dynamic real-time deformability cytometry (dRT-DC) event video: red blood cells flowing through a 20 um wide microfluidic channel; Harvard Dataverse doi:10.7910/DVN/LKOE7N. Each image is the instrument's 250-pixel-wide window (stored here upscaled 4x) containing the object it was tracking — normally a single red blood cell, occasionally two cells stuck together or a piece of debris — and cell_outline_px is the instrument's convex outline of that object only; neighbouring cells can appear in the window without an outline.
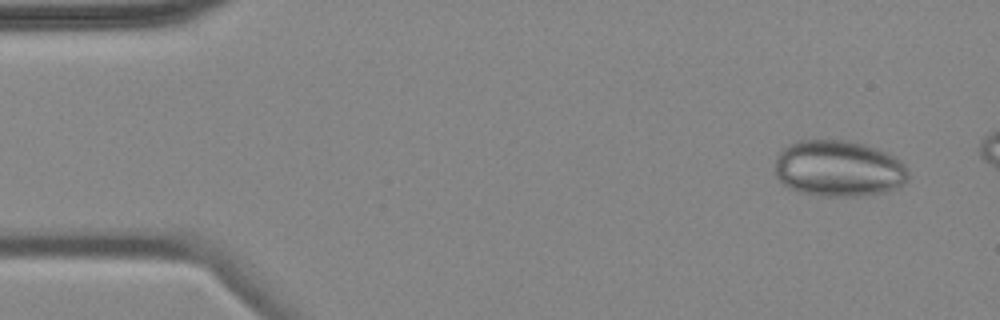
{"species": "common noctule bat (a hibernating species)", "species_latin": "Nyctalus noctula", "temperature_condition": "cold", "stored_images_in_passage": 4, "camera_frame_rate_fps": 3000, "um_per_image_px": 0.085, "animal": {"sex": "female", "body_mass_g": 18.4}, "frame": {"image": 1, "passage_image": 1, "time_ms": 0.0, "image_size_px": [1000, 320], "cell_outline_px": [[908, 180], [900, 188], [888, 192], [860, 196], [820, 196], [800, 192], [788, 188], [776, 176], [776, 156], [780, 148], [796, 140], [844, 140], [864, 144], [888, 152], [896, 156], [908, 168]], "centroid_in_image_um": [71.31, 14.33], "position_along_channel_um": 13.7, "area_um2": 44.56}}